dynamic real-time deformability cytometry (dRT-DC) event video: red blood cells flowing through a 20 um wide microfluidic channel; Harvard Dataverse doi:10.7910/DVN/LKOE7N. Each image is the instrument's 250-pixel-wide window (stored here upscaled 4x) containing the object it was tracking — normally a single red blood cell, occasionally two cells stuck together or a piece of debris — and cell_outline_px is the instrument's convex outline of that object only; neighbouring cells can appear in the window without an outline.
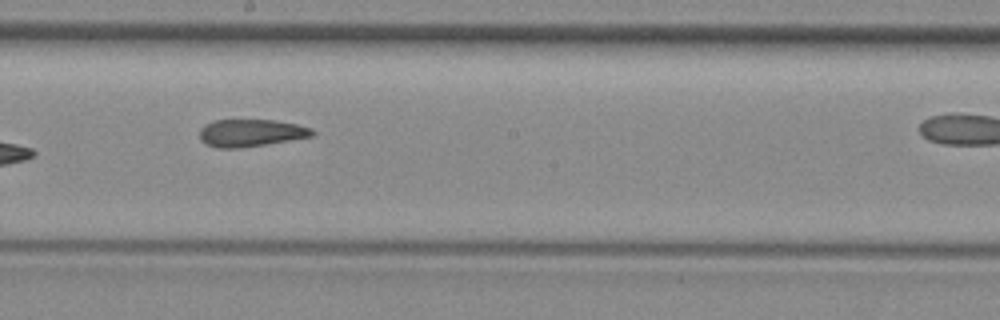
{"species": "common noctule bat (a hibernating species)", "species_latin": "Nyctalus noctula", "temperature_condition": "room temperature", "stored_images_in_passage": 9, "camera_frame_rate_fps": 3000, "um_per_image_px": 0.085, "animal": {"sex": "female", "body_mass_g": 29.2, "forearm_length_mm": 56.3}, "frame": {"image": 1, "passage_image": 6, "time_ms": 6.0, "image_size_px": [1000, 320], "cell_outline_px": [[316, 132], [312, 136], [240, 148], [216, 148], [204, 144], [200, 140], [200, 128], [204, 124], [216, 120], [276, 120], [296, 124], [312, 128]], "centroid_in_image_um": [21.28, 11.29], "position_along_channel_um": 226.9, "area_um2": 17.98}}
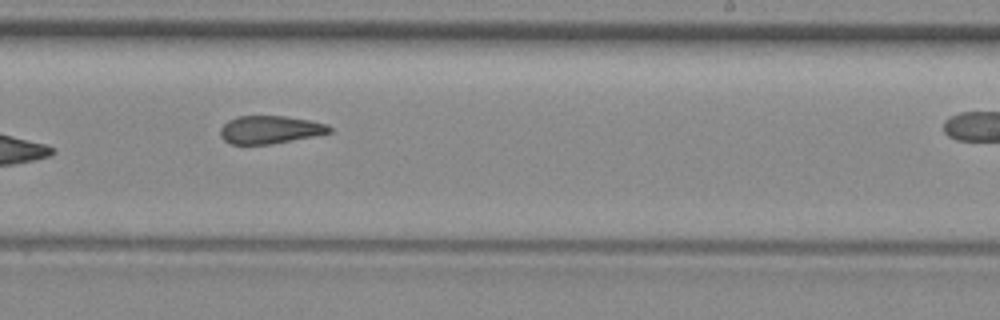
{"frame": {"image": 2, "passage_image": 7, "time_ms": 7.0, "image_size_px": [1000, 320], "cell_outline_px": [[332, 132], [272, 144], [232, 144], [224, 140], [220, 136], [220, 128], [228, 120], [236, 116], [284, 116], [308, 120], [328, 124], [332, 128]], "centroid_in_image_um": [22.93, 11.02], "position_along_channel_um": 266.1, "area_um2": 17.69}}